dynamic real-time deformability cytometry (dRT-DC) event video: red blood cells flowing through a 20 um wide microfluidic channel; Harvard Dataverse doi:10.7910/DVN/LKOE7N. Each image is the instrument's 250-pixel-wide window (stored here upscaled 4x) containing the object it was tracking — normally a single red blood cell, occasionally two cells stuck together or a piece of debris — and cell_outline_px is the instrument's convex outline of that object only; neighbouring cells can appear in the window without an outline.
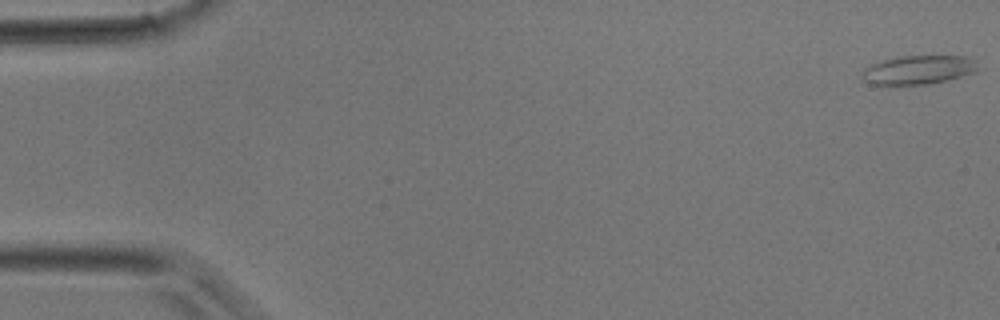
{"species": "common noctule bat (a hibernating species)", "species_latin": "Nyctalus noctula", "temperature_condition": "room temperature", "stored_images_in_passage": 40, "camera_frame_rate_fps": 3000, "um_per_image_px": 0.085, "animal": {"sex": "male", "body_mass_g": 17.9}, "frame": {"image": 1, "passage_image": 1, "time_ms": 0.0, "image_size_px": [1000, 320], "cell_outline_px": [[984, 68], [976, 72], [948, 80], [928, 84], [872, 84], [864, 80], [860, 72], [864, 68], [880, 60], [896, 56], [972, 56]], "centroid_in_image_um": [78.15, 5.91], "position_along_channel_um": 6.8, "area_um2": 19.94}}
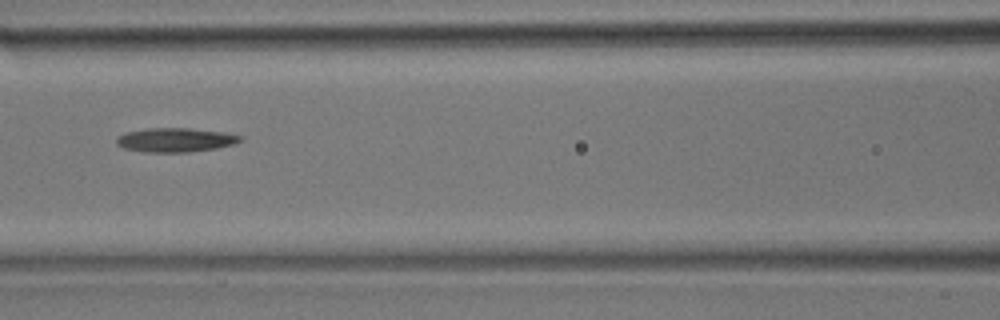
{"frame": {"image": 2, "passage_image": 18, "time_ms": 5.667, "image_size_px": [1000, 320], "cell_outline_px": [[244, 140], [236, 144], [216, 148], [188, 152], [144, 152], [124, 148], [116, 144], [116, 136], [128, 132], [148, 128], [188, 128], [224, 132], [244, 136]], "centroid_in_image_um": [14.95, 11.89], "position_along_channel_um": 151.6, "area_um2": 17.51}}
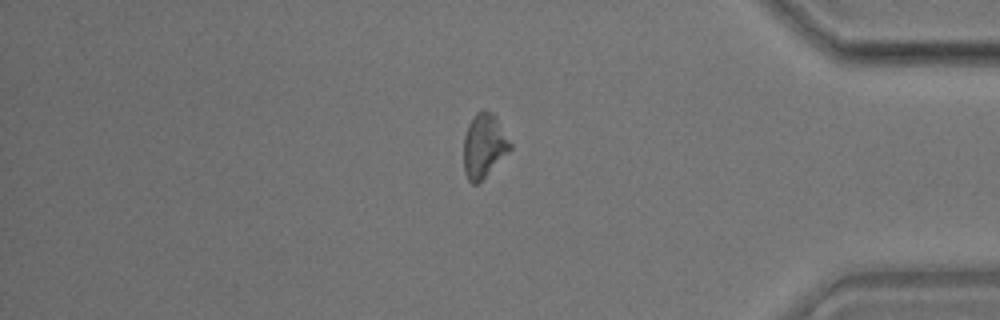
{"frame": {"image": 3, "passage_image": 34, "time_ms": 11.0, "image_size_px": [1000, 320], "cell_outline_px": [[512, 148], [476, 184], [472, 184], [468, 180], [464, 172], [464, 136], [468, 124], [476, 112], [484, 108], [492, 112], [496, 116], [512, 144]], "centroid_in_image_um": [41.13, 12.33], "position_along_channel_um": 394.1, "area_um2": 17.22}}